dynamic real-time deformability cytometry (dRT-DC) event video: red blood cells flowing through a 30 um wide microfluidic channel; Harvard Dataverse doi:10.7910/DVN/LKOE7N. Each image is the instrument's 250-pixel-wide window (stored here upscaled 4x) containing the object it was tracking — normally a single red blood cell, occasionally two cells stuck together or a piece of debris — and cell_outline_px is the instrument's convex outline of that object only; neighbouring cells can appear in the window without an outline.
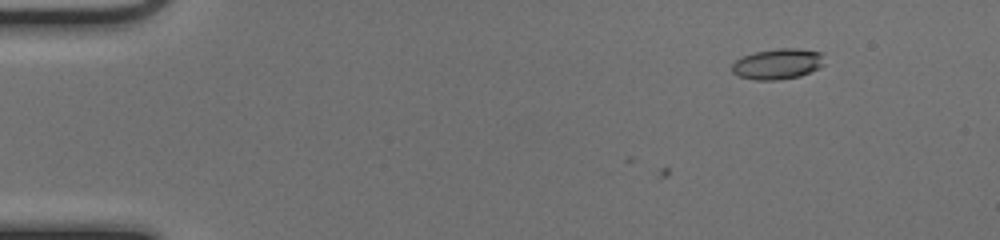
{"species": "common noctule bat (a hibernating species)", "species_latin": "Nyctalus noctula", "temperature_condition": "cold", "stored_images_in_passage": 6, "camera_frame_rate_fps": 3000, "um_per_image_px": 0.085, "animal": {"sex": "female", "body_mass_g": 17.0, "forearm_length_mm": 48.0}, "frame": {"image": 1, "passage_image": 6, "time_ms": 1.667, "image_size_px": [1000, 240], "cell_outline_px": [[824, 64], [800, 76], [776, 80], [756, 80], [740, 76], [732, 72], [732, 64], [736, 60], [744, 56], [756, 52], [776, 48], [796, 48], [820, 52]], "centroid_in_image_um": [66.07, 5.43], "position_along_channel_um": 18.9, "area_um2": 16.18}}